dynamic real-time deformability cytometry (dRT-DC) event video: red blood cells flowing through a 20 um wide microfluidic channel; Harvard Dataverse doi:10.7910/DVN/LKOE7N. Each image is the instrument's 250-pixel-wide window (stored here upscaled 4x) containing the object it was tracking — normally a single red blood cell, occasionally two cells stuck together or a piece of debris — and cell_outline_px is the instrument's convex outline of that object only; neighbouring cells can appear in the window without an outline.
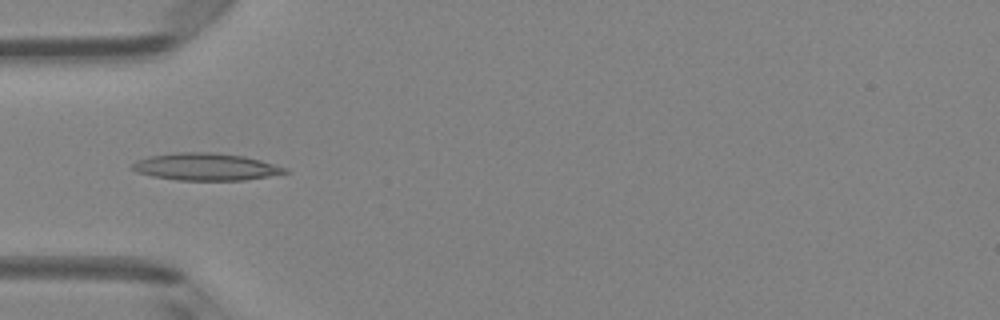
{"species": "Egyptian fruit bat (a non-hibernating species)", "species_latin": "Rousettus aegyptiacus", "temperature_condition": "room temperature", "stored_images_in_passage": 5, "camera_frame_rate_fps": 3000, "um_per_image_px": 0.085, "animal": {"sex": "female"}, "frame": {"image": 1, "passage_image": 4, "time_ms": 4.333, "image_size_px": [1000, 320], "cell_outline_px": [[288, 172], [268, 176], [244, 180], [176, 180], [152, 176], [136, 172], [128, 168], [136, 160], [148, 156], [176, 152], [212, 152], [244, 156], [260, 160], [288, 168]], "centroid_in_image_um": [17.43, 14.17], "position_along_channel_um": 67.6, "area_um2": 24.33}}
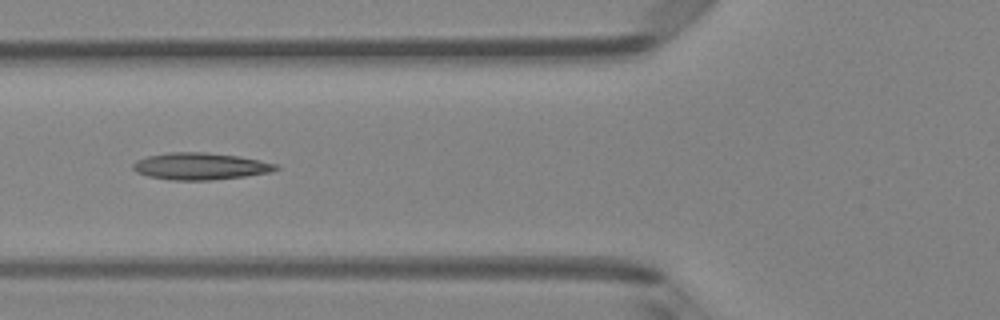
{"frame": {"image": 2, "passage_image": 5, "time_ms": 5.333, "image_size_px": [1000, 320], "cell_outline_px": [[280, 168], [272, 172], [244, 176], [212, 180], [168, 180], [148, 176], [136, 172], [132, 168], [132, 164], [136, 160], [148, 156], [168, 152], [208, 152], [240, 156], [260, 160], [276, 164]], "centroid_in_image_um": [17.02, 14.13], "position_along_channel_um": 108.8, "area_um2": 22.6}}